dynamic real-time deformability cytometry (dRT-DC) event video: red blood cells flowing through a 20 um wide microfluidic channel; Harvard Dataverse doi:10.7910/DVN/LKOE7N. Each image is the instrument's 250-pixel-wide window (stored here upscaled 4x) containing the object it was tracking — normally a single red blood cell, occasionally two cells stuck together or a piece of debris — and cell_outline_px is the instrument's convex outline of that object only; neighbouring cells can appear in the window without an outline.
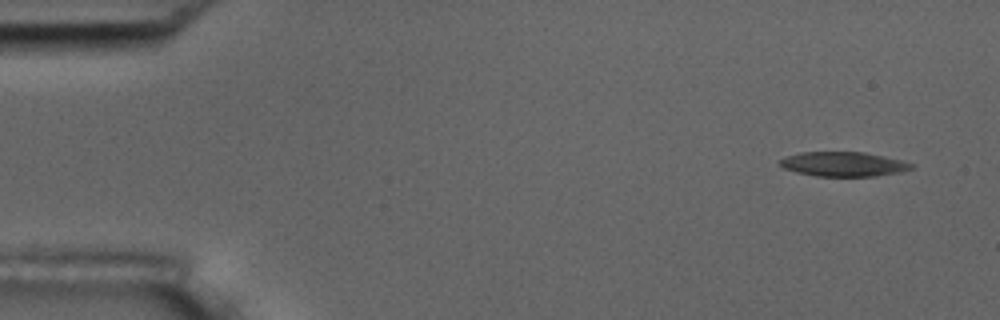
{"species": "common noctule bat (a hibernating species)", "species_latin": "Nyctalus noctula", "temperature_condition": "room temperature", "stored_images_in_passage": 14, "camera_frame_rate_fps": 3000, "um_per_image_px": 0.085, "animal": {"sex": "male", "body_mass_g": 17.5, "forearm_length_mm": 52.3}, "frame": {"image": 1, "passage_image": 1, "time_ms": 0.0, "image_size_px": [1000, 320], "cell_outline_px": [[912, 168], [904, 172], [876, 176], [816, 176], [796, 172], [784, 168], [780, 164], [780, 160], [788, 156], [800, 152], [864, 152], [900, 160], [912, 164]], "centroid_in_image_um": [71.7, 13.96], "position_along_channel_um": 13.3, "area_um2": 18.61}}
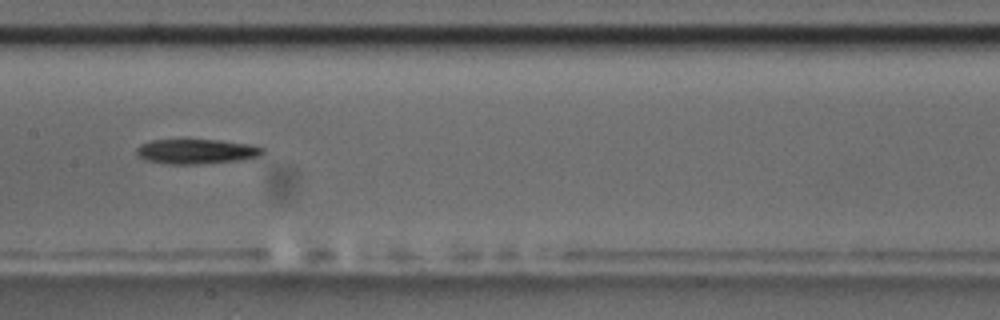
{"frame": {"image": 2, "passage_image": 7, "time_ms": 8.0, "image_size_px": [1000, 320], "cell_outline_px": [[264, 152], [260, 156], [240, 160], [204, 164], [168, 164], [144, 160], [136, 156], [136, 148], [140, 144], [152, 140], [220, 140], [252, 144], [264, 148]], "centroid_in_image_um": [16.69, 12.88], "position_along_channel_um": 190.7, "area_um2": 18.5}}
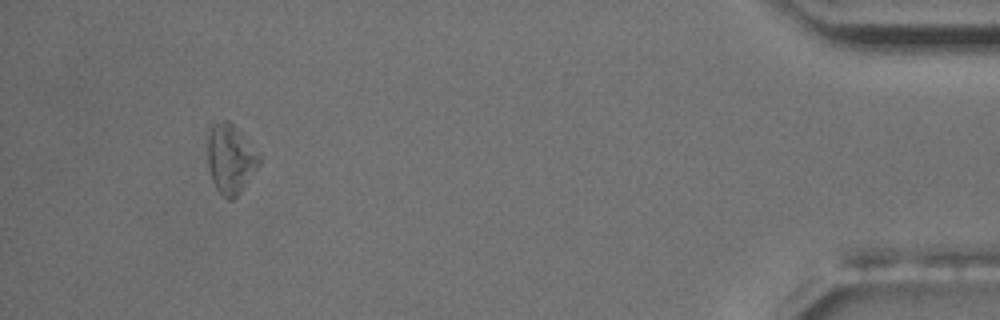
{"frame": {"image": 3, "passage_image": 13, "time_ms": 16.0, "image_size_px": [1000, 320], "cell_outline_px": [[264, 160], [240, 192], [232, 200], [228, 200], [216, 188], [212, 180], [208, 164], [208, 136], [212, 124], [224, 120], [228, 120], [244, 132]], "centroid_in_image_um": [19.65, 13.47], "position_along_channel_um": 415.6, "area_um2": 21.27}, "authors_computed_cell_mechanics": {"area_um2": 18.7272, "velocity_mm_per_s": 3.6454, "shape_relaxation_time_tau1_ms": 4.3196, "shape_relaxation_time_tau2_ms": null, "deformation_change_tau1": 0.0979, "deformation_change_tau2": null}}